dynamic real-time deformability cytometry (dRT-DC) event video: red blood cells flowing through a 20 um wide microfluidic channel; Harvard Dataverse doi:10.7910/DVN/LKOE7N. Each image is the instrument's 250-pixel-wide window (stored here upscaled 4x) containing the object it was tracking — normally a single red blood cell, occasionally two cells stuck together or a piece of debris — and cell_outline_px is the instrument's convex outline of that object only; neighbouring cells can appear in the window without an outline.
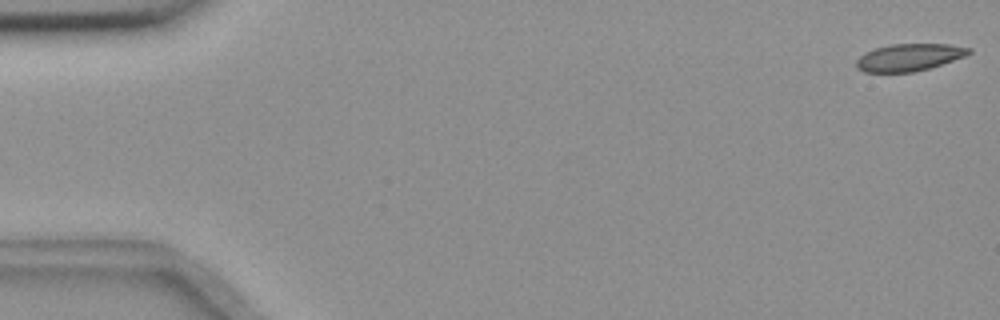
{"species": "common noctule bat (a hibernating species)", "species_latin": "Nyctalus noctula", "temperature_condition": "room temperature", "stored_images_in_passage": 56, "camera_frame_rate_fps": 3000, "um_per_image_px": 0.085, "animal": {"sex": "female", "body_mass_g": 18.4}, "frame": {"image": 1, "passage_image": 1, "time_ms": 0.0, "image_size_px": [1000, 320], "cell_outline_px": [[972, 52], [964, 56], [928, 68], [912, 72], [864, 72], [856, 68], [856, 60], [864, 52], [876, 48], [892, 44], [948, 44], [972, 48]], "centroid_in_image_um": [77.24, 4.87], "position_along_channel_um": 7.8, "area_um2": 17.69}}
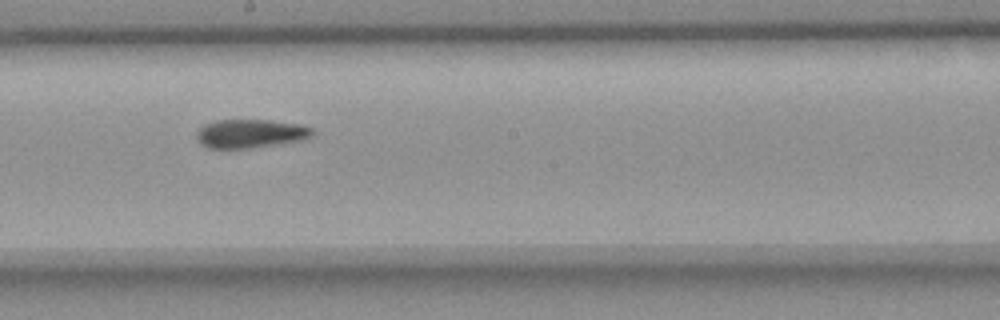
{"frame": {"image": 2, "passage_image": 31, "time_ms": 10.0, "image_size_px": [1000, 320], "cell_outline_px": [[312, 136], [304, 140], [252, 148], [208, 148], [200, 144], [196, 140], [196, 132], [204, 124], [216, 120], [268, 120], [300, 124], [312, 128]], "centroid_in_image_um": [21.26, 11.36], "position_along_channel_um": 226.9, "area_um2": 19.48}}
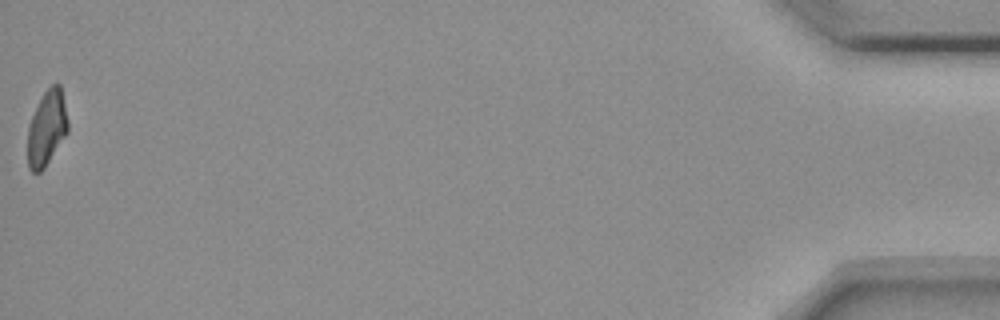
{"frame": {"image": 3, "passage_image": 56, "time_ms": 18.333, "image_size_px": [1000, 320], "cell_outline_px": [[68, 132], [44, 168], [40, 172], [32, 172], [28, 168], [28, 124], [44, 92], [52, 84], [60, 84], [68, 120]], "centroid_in_image_um": [3.98, 10.91], "position_along_channel_um": 431.2, "area_um2": 17.46}, "authors_computed_cell_mechanics": {"area_um2": 19.2474, "velocity_mm_per_s": 3.6309, "shape_relaxation_time_tau1_ms": 6.7084, "shape_relaxation_time_tau2_ms": 2.9063, "deformation_change_tau1": 0.1569, "deformation_change_tau2": 0.0875}}